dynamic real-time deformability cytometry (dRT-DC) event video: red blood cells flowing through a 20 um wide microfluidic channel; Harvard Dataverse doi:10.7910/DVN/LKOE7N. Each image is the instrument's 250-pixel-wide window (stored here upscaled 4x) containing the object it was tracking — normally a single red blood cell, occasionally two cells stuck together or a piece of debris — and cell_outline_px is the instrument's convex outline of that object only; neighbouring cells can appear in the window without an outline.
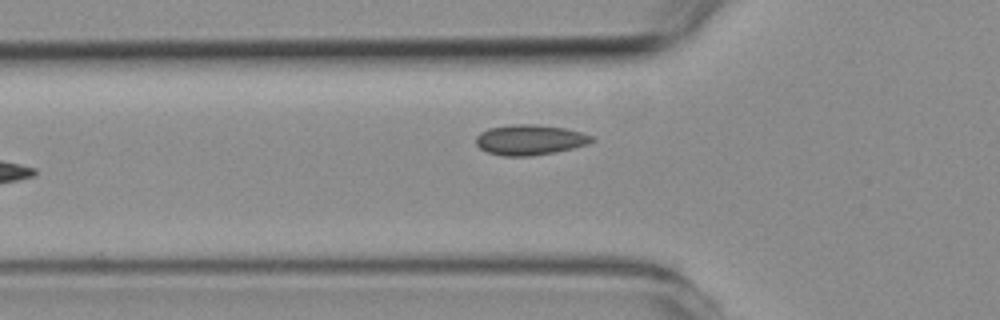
{"species": "common noctule bat (a hibernating species)", "species_latin": "Nyctalus noctula", "temperature_condition": "room temperature", "stored_images_in_passage": 5, "camera_frame_rate_fps": 3000, "um_per_image_px": 0.085, "animal": {"sex": "female", "body_mass_g": 19.3, "forearm_length_mm": 54.1}, "frame": {"image": 1, "passage_image": 5, "time_ms": 5.0, "image_size_px": [1000, 320], "cell_outline_px": [[596, 140], [588, 144], [556, 152], [532, 156], [504, 156], [488, 152], [480, 148], [476, 144], [476, 136], [480, 132], [488, 128], [512, 124], [532, 124], [564, 128], [580, 132], [592, 136]], "centroid_in_image_um": [45.03, 11.89], "position_along_channel_um": 80.8, "area_um2": 20.46}}